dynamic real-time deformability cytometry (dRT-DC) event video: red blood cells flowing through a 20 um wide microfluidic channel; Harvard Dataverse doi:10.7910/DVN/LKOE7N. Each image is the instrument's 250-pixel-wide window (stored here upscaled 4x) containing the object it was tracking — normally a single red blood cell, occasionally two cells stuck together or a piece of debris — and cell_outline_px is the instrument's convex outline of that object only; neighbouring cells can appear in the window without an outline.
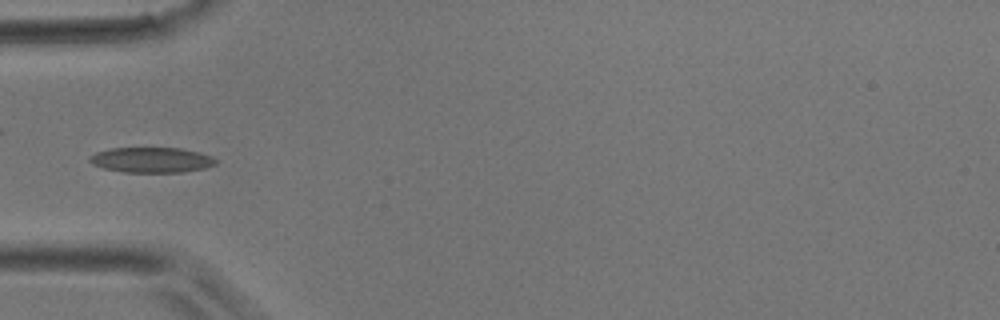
{"species": "common noctule bat (a hibernating species)", "species_latin": "Nyctalus noctula", "temperature_condition": "room temperature", "stored_images_in_passage": 3, "camera_frame_rate_fps": 3000, "um_per_image_px": 0.085, "animal": {"sex": "male", "body_mass_g": 17.9}, "frame": {"image": 1, "passage_image": 3, "time_ms": 0.667, "image_size_px": [1000, 320], "cell_outline_px": [[216, 164], [204, 168], [184, 172], [124, 172], [104, 168], [92, 164], [88, 160], [88, 156], [96, 152], [112, 148], [180, 148], [200, 152], [212, 156], [216, 160]], "centroid_in_image_um": [12.87, 13.59], "position_along_channel_um": 72.1, "area_um2": 18.61}}